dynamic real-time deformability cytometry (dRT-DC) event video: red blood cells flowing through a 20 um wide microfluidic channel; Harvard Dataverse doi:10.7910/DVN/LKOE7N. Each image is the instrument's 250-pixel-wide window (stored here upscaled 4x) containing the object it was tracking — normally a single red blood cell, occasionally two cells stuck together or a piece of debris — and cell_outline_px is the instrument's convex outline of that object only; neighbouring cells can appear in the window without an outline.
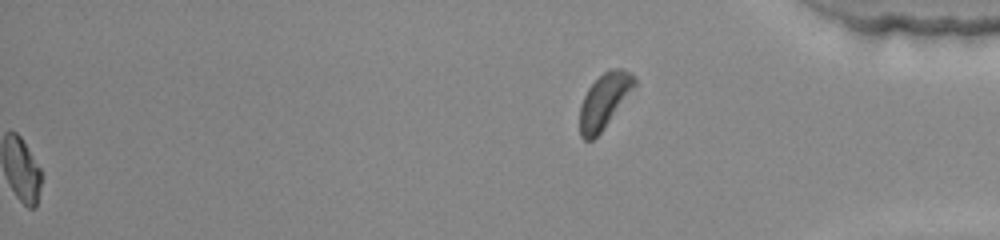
{"species": "common noctule bat (a hibernating species)", "species_latin": "Nyctalus noctula", "temperature_condition": "warm", "stored_images_in_passage": 36, "segment_of_instrument_passage": [2, 2], "camera_frame_rate_fps": 3000, "um_per_image_px": 0.085, "animal": {"sex": "female", "body_mass_g": 22.0, "forearm_length_mm": 56.7}, "frame": {"image": 1, "passage_image": 36, "time_ms": 11.667, "image_size_px": [1000, 240], "cell_outline_px": [[636, 84], [604, 128], [592, 140], [584, 140], [580, 136], [580, 104], [588, 88], [604, 72], [612, 68], [620, 68], [636, 76]], "centroid_in_image_um": [51.34, 8.57], "position_along_channel_um": 383.9, "area_um2": 17.11}}